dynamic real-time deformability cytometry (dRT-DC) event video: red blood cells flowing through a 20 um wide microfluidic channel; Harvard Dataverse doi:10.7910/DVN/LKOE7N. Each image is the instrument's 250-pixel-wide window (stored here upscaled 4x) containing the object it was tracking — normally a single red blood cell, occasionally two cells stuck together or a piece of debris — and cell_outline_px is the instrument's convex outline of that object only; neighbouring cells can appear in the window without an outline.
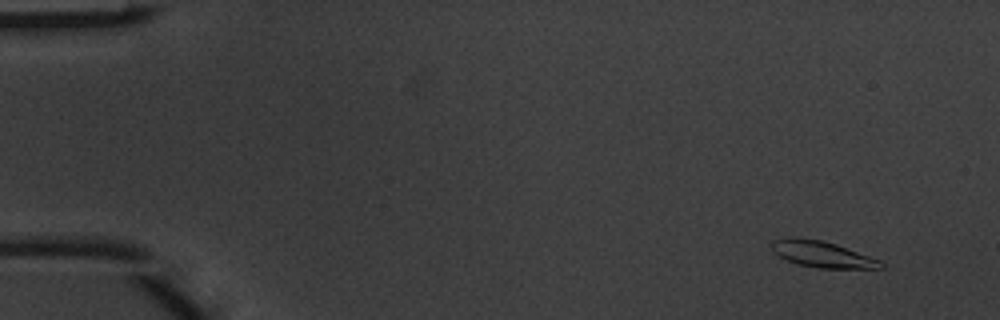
{"species": "common noctule bat (a hibernating species)", "species_latin": "Nyctalus noctula", "temperature_condition": "warm", "stored_images_in_passage": 5, "segment_of_instrument_passage": [2, 2], "camera_frame_rate_fps": 3000, "um_per_image_px": 0.085, "animal": {"sex": "male", "body_mass_g": 20.1, "forearm_length_mm": 53.5}, "frame": {"image": 1, "passage_image": 5, "time_ms": 1.333, "image_size_px": [1000, 320], "cell_outline_px": [[884, 268], [820, 268], [796, 264], [780, 256], [772, 248], [772, 240], [788, 236], [796, 236], [820, 240], [836, 244], [880, 260], [884, 264]], "centroid_in_image_um": [69.87, 21.59], "position_along_channel_um": 15.1, "area_um2": 16.59}}